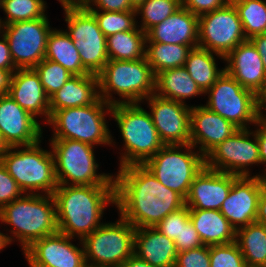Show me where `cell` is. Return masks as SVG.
I'll return each instance as SVG.
<instances>
[{
  "mask_svg": "<svg viewBox=\"0 0 266 267\" xmlns=\"http://www.w3.org/2000/svg\"><path fill=\"white\" fill-rule=\"evenodd\" d=\"M115 207L135 228L155 227L168 214L185 206V199L161 184L144 165L118 168Z\"/></svg>",
  "mask_w": 266,
  "mask_h": 267,
  "instance_id": "cell-1",
  "label": "cell"
},
{
  "mask_svg": "<svg viewBox=\"0 0 266 267\" xmlns=\"http://www.w3.org/2000/svg\"><path fill=\"white\" fill-rule=\"evenodd\" d=\"M53 196L58 231L83 240L104 223L106 207L115 206V185L58 184Z\"/></svg>",
  "mask_w": 266,
  "mask_h": 267,
  "instance_id": "cell-2",
  "label": "cell"
},
{
  "mask_svg": "<svg viewBox=\"0 0 266 267\" xmlns=\"http://www.w3.org/2000/svg\"><path fill=\"white\" fill-rule=\"evenodd\" d=\"M0 223L12 227L10 231L6 228L10 232L7 238L24 251L34 241L58 231L54 196L24 193L0 210Z\"/></svg>",
  "mask_w": 266,
  "mask_h": 267,
  "instance_id": "cell-3",
  "label": "cell"
},
{
  "mask_svg": "<svg viewBox=\"0 0 266 267\" xmlns=\"http://www.w3.org/2000/svg\"><path fill=\"white\" fill-rule=\"evenodd\" d=\"M97 76L99 97L110 105L143 103L155 93L156 75L145 57L129 61L109 60Z\"/></svg>",
  "mask_w": 266,
  "mask_h": 267,
  "instance_id": "cell-4",
  "label": "cell"
},
{
  "mask_svg": "<svg viewBox=\"0 0 266 267\" xmlns=\"http://www.w3.org/2000/svg\"><path fill=\"white\" fill-rule=\"evenodd\" d=\"M111 118L117 122L124 143L119 168L143 165L164 146L149 111L141 103L112 105Z\"/></svg>",
  "mask_w": 266,
  "mask_h": 267,
  "instance_id": "cell-5",
  "label": "cell"
},
{
  "mask_svg": "<svg viewBox=\"0 0 266 267\" xmlns=\"http://www.w3.org/2000/svg\"><path fill=\"white\" fill-rule=\"evenodd\" d=\"M112 105L100 97L91 105L55 111L46 124L53 129L51 139H71L92 146L116 144L106 120Z\"/></svg>",
  "mask_w": 266,
  "mask_h": 267,
  "instance_id": "cell-6",
  "label": "cell"
},
{
  "mask_svg": "<svg viewBox=\"0 0 266 267\" xmlns=\"http://www.w3.org/2000/svg\"><path fill=\"white\" fill-rule=\"evenodd\" d=\"M41 143L12 146L1 162L24 193L53 195L58 187L54 157L50 149L40 147Z\"/></svg>",
  "mask_w": 266,
  "mask_h": 267,
  "instance_id": "cell-7",
  "label": "cell"
},
{
  "mask_svg": "<svg viewBox=\"0 0 266 267\" xmlns=\"http://www.w3.org/2000/svg\"><path fill=\"white\" fill-rule=\"evenodd\" d=\"M49 141L58 184L115 185L114 174L98 173L94 146L71 139Z\"/></svg>",
  "mask_w": 266,
  "mask_h": 267,
  "instance_id": "cell-8",
  "label": "cell"
},
{
  "mask_svg": "<svg viewBox=\"0 0 266 267\" xmlns=\"http://www.w3.org/2000/svg\"><path fill=\"white\" fill-rule=\"evenodd\" d=\"M195 150L191 144L164 145L143 165L161 184L186 199L195 176L205 166V157Z\"/></svg>",
  "mask_w": 266,
  "mask_h": 267,
  "instance_id": "cell-9",
  "label": "cell"
},
{
  "mask_svg": "<svg viewBox=\"0 0 266 267\" xmlns=\"http://www.w3.org/2000/svg\"><path fill=\"white\" fill-rule=\"evenodd\" d=\"M136 228L119 215L95 229L83 240L87 267H121L134 254Z\"/></svg>",
  "mask_w": 266,
  "mask_h": 267,
  "instance_id": "cell-10",
  "label": "cell"
},
{
  "mask_svg": "<svg viewBox=\"0 0 266 267\" xmlns=\"http://www.w3.org/2000/svg\"><path fill=\"white\" fill-rule=\"evenodd\" d=\"M204 95L206 106L238 129H249L258 120L257 95L224 71Z\"/></svg>",
  "mask_w": 266,
  "mask_h": 267,
  "instance_id": "cell-11",
  "label": "cell"
},
{
  "mask_svg": "<svg viewBox=\"0 0 266 267\" xmlns=\"http://www.w3.org/2000/svg\"><path fill=\"white\" fill-rule=\"evenodd\" d=\"M64 12L65 31L80 53L83 67L90 74L98 75L109 61L106 36L87 8H69Z\"/></svg>",
  "mask_w": 266,
  "mask_h": 267,
  "instance_id": "cell-12",
  "label": "cell"
},
{
  "mask_svg": "<svg viewBox=\"0 0 266 267\" xmlns=\"http://www.w3.org/2000/svg\"><path fill=\"white\" fill-rule=\"evenodd\" d=\"M245 36L238 12L230 1L225 6L198 17V46L224 58Z\"/></svg>",
  "mask_w": 266,
  "mask_h": 267,
  "instance_id": "cell-13",
  "label": "cell"
},
{
  "mask_svg": "<svg viewBox=\"0 0 266 267\" xmlns=\"http://www.w3.org/2000/svg\"><path fill=\"white\" fill-rule=\"evenodd\" d=\"M258 164L259 143L252 128L238 129L205 156L207 168L237 176H252L249 168Z\"/></svg>",
  "mask_w": 266,
  "mask_h": 267,
  "instance_id": "cell-14",
  "label": "cell"
},
{
  "mask_svg": "<svg viewBox=\"0 0 266 267\" xmlns=\"http://www.w3.org/2000/svg\"><path fill=\"white\" fill-rule=\"evenodd\" d=\"M53 27L47 17L3 25L13 63L17 69L34 68L45 58L47 38Z\"/></svg>",
  "mask_w": 266,
  "mask_h": 267,
  "instance_id": "cell-15",
  "label": "cell"
},
{
  "mask_svg": "<svg viewBox=\"0 0 266 267\" xmlns=\"http://www.w3.org/2000/svg\"><path fill=\"white\" fill-rule=\"evenodd\" d=\"M144 101L148 104L153 124L164 145L190 144L191 105L155 93Z\"/></svg>",
  "mask_w": 266,
  "mask_h": 267,
  "instance_id": "cell-16",
  "label": "cell"
},
{
  "mask_svg": "<svg viewBox=\"0 0 266 267\" xmlns=\"http://www.w3.org/2000/svg\"><path fill=\"white\" fill-rule=\"evenodd\" d=\"M263 189L261 176H237L219 211L236 230L254 223Z\"/></svg>",
  "mask_w": 266,
  "mask_h": 267,
  "instance_id": "cell-17",
  "label": "cell"
},
{
  "mask_svg": "<svg viewBox=\"0 0 266 267\" xmlns=\"http://www.w3.org/2000/svg\"><path fill=\"white\" fill-rule=\"evenodd\" d=\"M70 236L57 231L34 241L24 252L35 262L46 267H87L82 240L72 243Z\"/></svg>",
  "mask_w": 266,
  "mask_h": 267,
  "instance_id": "cell-18",
  "label": "cell"
},
{
  "mask_svg": "<svg viewBox=\"0 0 266 267\" xmlns=\"http://www.w3.org/2000/svg\"><path fill=\"white\" fill-rule=\"evenodd\" d=\"M0 132L9 147L42 141L43 127L8 94L0 95Z\"/></svg>",
  "mask_w": 266,
  "mask_h": 267,
  "instance_id": "cell-19",
  "label": "cell"
},
{
  "mask_svg": "<svg viewBox=\"0 0 266 267\" xmlns=\"http://www.w3.org/2000/svg\"><path fill=\"white\" fill-rule=\"evenodd\" d=\"M237 130L236 126L206 106L192 105L190 144L198 149L204 157Z\"/></svg>",
  "mask_w": 266,
  "mask_h": 267,
  "instance_id": "cell-20",
  "label": "cell"
},
{
  "mask_svg": "<svg viewBox=\"0 0 266 267\" xmlns=\"http://www.w3.org/2000/svg\"><path fill=\"white\" fill-rule=\"evenodd\" d=\"M236 177L235 174H228L204 166L191 184L185 205L189 209L220 210Z\"/></svg>",
  "mask_w": 266,
  "mask_h": 267,
  "instance_id": "cell-21",
  "label": "cell"
},
{
  "mask_svg": "<svg viewBox=\"0 0 266 267\" xmlns=\"http://www.w3.org/2000/svg\"><path fill=\"white\" fill-rule=\"evenodd\" d=\"M224 69L244 88L258 95L266 88V71L262 57L248 39L240 43L225 58Z\"/></svg>",
  "mask_w": 266,
  "mask_h": 267,
  "instance_id": "cell-22",
  "label": "cell"
},
{
  "mask_svg": "<svg viewBox=\"0 0 266 267\" xmlns=\"http://www.w3.org/2000/svg\"><path fill=\"white\" fill-rule=\"evenodd\" d=\"M8 95L33 117L50 119L49 97L46 95L39 75L33 68L17 69L12 74ZM45 117V118H44Z\"/></svg>",
  "mask_w": 266,
  "mask_h": 267,
  "instance_id": "cell-23",
  "label": "cell"
},
{
  "mask_svg": "<svg viewBox=\"0 0 266 267\" xmlns=\"http://www.w3.org/2000/svg\"><path fill=\"white\" fill-rule=\"evenodd\" d=\"M145 42L198 46V16L181 7L149 29Z\"/></svg>",
  "mask_w": 266,
  "mask_h": 267,
  "instance_id": "cell-24",
  "label": "cell"
},
{
  "mask_svg": "<svg viewBox=\"0 0 266 267\" xmlns=\"http://www.w3.org/2000/svg\"><path fill=\"white\" fill-rule=\"evenodd\" d=\"M134 254L155 267H174L178 254L175 242L155 227L136 228Z\"/></svg>",
  "mask_w": 266,
  "mask_h": 267,
  "instance_id": "cell-25",
  "label": "cell"
},
{
  "mask_svg": "<svg viewBox=\"0 0 266 267\" xmlns=\"http://www.w3.org/2000/svg\"><path fill=\"white\" fill-rule=\"evenodd\" d=\"M99 98L98 76L73 75L49 98L50 116L57 110L88 106Z\"/></svg>",
  "mask_w": 266,
  "mask_h": 267,
  "instance_id": "cell-26",
  "label": "cell"
},
{
  "mask_svg": "<svg viewBox=\"0 0 266 267\" xmlns=\"http://www.w3.org/2000/svg\"><path fill=\"white\" fill-rule=\"evenodd\" d=\"M189 216L204 245L235 242L236 229L219 210L189 209Z\"/></svg>",
  "mask_w": 266,
  "mask_h": 267,
  "instance_id": "cell-27",
  "label": "cell"
},
{
  "mask_svg": "<svg viewBox=\"0 0 266 267\" xmlns=\"http://www.w3.org/2000/svg\"><path fill=\"white\" fill-rule=\"evenodd\" d=\"M155 94L187 104L185 100L204 95L196 82L190 77L184 66L156 74Z\"/></svg>",
  "mask_w": 266,
  "mask_h": 267,
  "instance_id": "cell-28",
  "label": "cell"
},
{
  "mask_svg": "<svg viewBox=\"0 0 266 267\" xmlns=\"http://www.w3.org/2000/svg\"><path fill=\"white\" fill-rule=\"evenodd\" d=\"M45 59L59 63L72 75L90 74L82 65L80 53L65 29L53 28L47 38Z\"/></svg>",
  "mask_w": 266,
  "mask_h": 267,
  "instance_id": "cell-29",
  "label": "cell"
},
{
  "mask_svg": "<svg viewBox=\"0 0 266 267\" xmlns=\"http://www.w3.org/2000/svg\"><path fill=\"white\" fill-rule=\"evenodd\" d=\"M215 56L224 61L223 56L197 46L190 50L184 65L190 77L204 93L215 84L217 78L225 71L224 67L218 68Z\"/></svg>",
  "mask_w": 266,
  "mask_h": 267,
  "instance_id": "cell-30",
  "label": "cell"
},
{
  "mask_svg": "<svg viewBox=\"0 0 266 267\" xmlns=\"http://www.w3.org/2000/svg\"><path fill=\"white\" fill-rule=\"evenodd\" d=\"M238 247L247 267L266 266V226L257 222L236 230Z\"/></svg>",
  "mask_w": 266,
  "mask_h": 267,
  "instance_id": "cell-31",
  "label": "cell"
},
{
  "mask_svg": "<svg viewBox=\"0 0 266 267\" xmlns=\"http://www.w3.org/2000/svg\"><path fill=\"white\" fill-rule=\"evenodd\" d=\"M137 26L131 31L106 37L109 60H139L145 57L146 33Z\"/></svg>",
  "mask_w": 266,
  "mask_h": 267,
  "instance_id": "cell-32",
  "label": "cell"
},
{
  "mask_svg": "<svg viewBox=\"0 0 266 267\" xmlns=\"http://www.w3.org/2000/svg\"><path fill=\"white\" fill-rule=\"evenodd\" d=\"M194 47L197 46L145 42V58L156 75L160 71L184 66Z\"/></svg>",
  "mask_w": 266,
  "mask_h": 267,
  "instance_id": "cell-33",
  "label": "cell"
},
{
  "mask_svg": "<svg viewBox=\"0 0 266 267\" xmlns=\"http://www.w3.org/2000/svg\"><path fill=\"white\" fill-rule=\"evenodd\" d=\"M236 8L247 39L266 33V0H230Z\"/></svg>",
  "mask_w": 266,
  "mask_h": 267,
  "instance_id": "cell-34",
  "label": "cell"
},
{
  "mask_svg": "<svg viewBox=\"0 0 266 267\" xmlns=\"http://www.w3.org/2000/svg\"><path fill=\"white\" fill-rule=\"evenodd\" d=\"M1 9L6 15L1 20L2 25H8L45 17L47 2L44 0H1Z\"/></svg>",
  "mask_w": 266,
  "mask_h": 267,
  "instance_id": "cell-35",
  "label": "cell"
},
{
  "mask_svg": "<svg viewBox=\"0 0 266 267\" xmlns=\"http://www.w3.org/2000/svg\"><path fill=\"white\" fill-rule=\"evenodd\" d=\"M181 7V0H146L136 9V16H141L138 27L146 33Z\"/></svg>",
  "mask_w": 266,
  "mask_h": 267,
  "instance_id": "cell-36",
  "label": "cell"
},
{
  "mask_svg": "<svg viewBox=\"0 0 266 267\" xmlns=\"http://www.w3.org/2000/svg\"><path fill=\"white\" fill-rule=\"evenodd\" d=\"M89 11L95 16L98 27L106 37L117 32L131 31L137 26L136 11Z\"/></svg>",
  "mask_w": 266,
  "mask_h": 267,
  "instance_id": "cell-37",
  "label": "cell"
},
{
  "mask_svg": "<svg viewBox=\"0 0 266 267\" xmlns=\"http://www.w3.org/2000/svg\"><path fill=\"white\" fill-rule=\"evenodd\" d=\"M39 75L46 95L50 98L73 76L59 63L43 59L33 68Z\"/></svg>",
  "mask_w": 266,
  "mask_h": 267,
  "instance_id": "cell-38",
  "label": "cell"
},
{
  "mask_svg": "<svg viewBox=\"0 0 266 267\" xmlns=\"http://www.w3.org/2000/svg\"><path fill=\"white\" fill-rule=\"evenodd\" d=\"M210 267H247L236 242L209 246Z\"/></svg>",
  "mask_w": 266,
  "mask_h": 267,
  "instance_id": "cell-39",
  "label": "cell"
},
{
  "mask_svg": "<svg viewBox=\"0 0 266 267\" xmlns=\"http://www.w3.org/2000/svg\"><path fill=\"white\" fill-rule=\"evenodd\" d=\"M189 219V208L185 205L181 209L168 214L155 226V228L174 241L179 237L183 224Z\"/></svg>",
  "mask_w": 266,
  "mask_h": 267,
  "instance_id": "cell-40",
  "label": "cell"
},
{
  "mask_svg": "<svg viewBox=\"0 0 266 267\" xmlns=\"http://www.w3.org/2000/svg\"><path fill=\"white\" fill-rule=\"evenodd\" d=\"M174 267H210L209 246L178 252Z\"/></svg>",
  "mask_w": 266,
  "mask_h": 267,
  "instance_id": "cell-41",
  "label": "cell"
},
{
  "mask_svg": "<svg viewBox=\"0 0 266 267\" xmlns=\"http://www.w3.org/2000/svg\"><path fill=\"white\" fill-rule=\"evenodd\" d=\"M23 194L24 192L0 161V210Z\"/></svg>",
  "mask_w": 266,
  "mask_h": 267,
  "instance_id": "cell-42",
  "label": "cell"
},
{
  "mask_svg": "<svg viewBox=\"0 0 266 267\" xmlns=\"http://www.w3.org/2000/svg\"><path fill=\"white\" fill-rule=\"evenodd\" d=\"M174 242L177 252L188 251L204 245L190 219L183 224L182 231Z\"/></svg>",
  "mask_w": 266,
  "mask_h": 267,
  "instance_id": "cell-43",
  "label": "cell"
},
{
  "mask_svg": "<svg viewBox=\"0 0 266 267\" xmlns=\"http://www.w3.org/2000/svg\"><path fill=\"white\" fill-rule=\"evenodd\" d=\"M182 7L198 17L225 6L230 0H181Z\"/></svg>",
  "mask_w": 266,
  "mask_h": 267,
  "instance_id": "cell-44",
  "label": "cell"
},
{
  "mask_svg": "<svg viewBox=\"0 0 266 267\" xmlns=\"http://www.w3.org/2000/svg\"><path fill=\"white\" fill-rule=\"evenodd\" d=\"M86 8L109 12L136 11L132 8L129 0H89Z\"/></svg>",
  "mask_w": 266,
  "mask_h": 267,
  "instance_id": "cell-45",
  "label": "cell"
},
{
  "mask_svg": "<svg viewBox=\"0 0 266 267\" xmlns=\"http://www.w3.org/2000/svg\"><path fill=\"white\" fill-rule=\"evenodd\" d=\"M0 69L17 70L13 63L8 40L3 33L0 34Z\"/></svg>",
  "mask_w": 266,
  "mask_h": 267,
  "instance_id": "cell-46",
  "label": "cell"
},
{
  "mask_svg": "<svg viewBox=\"0 0 266 267\" xmlns=\"http://www.w3.org/2000/svg\"><path fill=\"white\" fill-rule=\"evenodd\" d=\"M254 132L256 133V137L259 143V153L261 164L265 165L266 167V122L257 120L256 124L254 125Z\"/></svg>",
  "mask_w": 266,
  "mask_h": 267,
  "instance_id": "cell-47",
  "label": "cell"
},
{
  "mask_svg": "<svg viewBox=\"0 0 266 267\" xmlns=\"http://www.w3.org/2000/svg\"><path fill=\"white\" fill-rule=\"evenodd\" d=\"M249 40L253 43L259 55L262 57L263 66L266 71V33L255 35Z\"/></svg>",
  "mask_w": 266,
  "mask_h": 267,
  "instance_id": "cell-48",
  "label": "cell"
},
{
  "mask_svg": "<svg viewBox=\"0 0 266 267\" xmlns=\"http://www.w3.org/2000/svg\"><path fill=\"white\" fill-rule=\"evenodd\" d=\"M16 70L0 69V95H6L9 92L12 74Z\"/></svg>",
  "mask_w": 266,
  "mask_h": 267,
  "instance_id": "cell-49",
  "label": "cell"
},
{
  "mask_svg": "<svg viewBox=\"0 0 266 267\" xmlns=\"http://www.w3.org/2000/svg\"><path fill=\"white\" fill-rule=\"evenodd\" d=\"M255 222L266 226V189L262 190V193L258 201L257 217Z\"/></svg>",
  "mask_w": 266,
  "mask_h": 267,
  "instance_id": "cell-50",
  "label": "cell"
},
{
  "mask_svg": "<svg viewBox=\"0 0 266 267\" xmlns=\"http://www.w3.org/2000/svg\"><path fill=\"white\" fill-rule=\"evenodd\" d=\"M257 103H258V120L266 122V88H264L258 95H257Z\"/></svg>",
  "mask_w": 266,
  "mask_h": 267,
  "instance_id": "cell-51",
  "label": "cell"
},
{
  "mask_svg": "<svg viewBox=\"0 0 266 267\" xmlns=\"http://www.w3.org/2000/svg\"><path fill=\"white\" fill-rule=\"evenodd\" d=\"M121 267H155L149 264L147 261H144L138 258L135 254L130 256L125 262L121 265Z\"/></svg>",
  "mask_w": 266,
  "mask_h": 267,
  "instance_id": "cell-52",
  "label": "cell"
},
{
  "mask_svg": "<svg viewBox=\"0 0 266 267\" xmlns=\"http://www.w3.org/2000/svg\"><path fill=\"white\" fill-rule=\"evenodd\" d=\"M64 9L69 8H86L89 0H58Z\"/></svg>",
  "mask_w": 266,
  "mask_h": 267,
  "instance_id": "cell-53",
  "label": "cell"
},
{
  "mask_svg": "<svg viewBox=\"0 0 266 267\" xmlns=\"http://www.w3.org/2000/svg\"><path fill=\"white\" fill-rule=\"evenodd\" d=\"M7 236H8V233L5 234V233H3V231L1 232V230H0V252L4 248H6L8 245H10V242H9Z\"/></svg>",
  "mask_w": 266,
  "mask_h": 267,
  "instance_id": "cell-54",
  "label": "cell"
},
{
  "mask_svg": "<svg viewBox=\"0 0 266 267\" xmlns=\"http://www.w3.org/2000/svg\"><path fill=\"white\" fill-rule=\"evenodd\" d=\"M10 147L8 146V144L4 141L3 137H2V134L0 132V161H1V158L2 156L7 152V150L9 149Z\"/></svg>",
  "mask_w": 266,
  "mask_h": 267,
  "instance_id": "cell-55",
  "label": "cell"
},
{
  "mask_svg": "<svg viewBox=\"0 0 266 267\" xmlns=\"http://www.w3.org/2000/svg\"><path fill=\"white\" fill-rule=\"evenodd\" d=\"M22 253L24 254L25 259L27 260L29 267H46L38 263H35L24 251Z\"/></svg>",
  "mask_w": 266,
  "mask_h": 267,
  "instance_id": "cell-56",
  "label": "cell"
},
{
  "mask_svg": "<svg viewBox=\"0 0 266 267\" xmlns=\"http://www.w3.org/2000/svg\"><path fill=\"white\" fill-rule=\"evenodd\" d=\"M146 0H129L132 8L136 10L142 3H144Z\"/></svg>",
  "mask_w": 266,
  "mask_h": 267,
  "instance_id": "cell-57",
  "label": "cell"
},
{
  "mask_svg": "<svg viewBox=\"0 0 266 267\" xmlns=\"http://www.w3.org/2000/svg\"><path fill=\"white\" fill-rule=\"evenodd\" d=\"M261 170L263 171L262 174L257 173L256 176H261L264 188L266 189V168L264 170L263 169H261Z\"/></svg>",
  "mask_w": 266,
  "mask_h": 267,
  "instance_id": "cell-58",
  "label": "cell"
},
{
  "mask_svg": "<svg viewBox=\"0 0 266 267\" xmlns=\"http://www.w3.org/2000/svg\"><path fill=\"white\" fill-rule=\"evenodd\" d=\"M1 20H2V18H0V34L2 33V29H3V25H2Z\"/></svg>",
  "mask_w": 266,
  "mask_h": 267,
  "instance_id": "cell-59",
  "label": "cell"
}]
</instances>
